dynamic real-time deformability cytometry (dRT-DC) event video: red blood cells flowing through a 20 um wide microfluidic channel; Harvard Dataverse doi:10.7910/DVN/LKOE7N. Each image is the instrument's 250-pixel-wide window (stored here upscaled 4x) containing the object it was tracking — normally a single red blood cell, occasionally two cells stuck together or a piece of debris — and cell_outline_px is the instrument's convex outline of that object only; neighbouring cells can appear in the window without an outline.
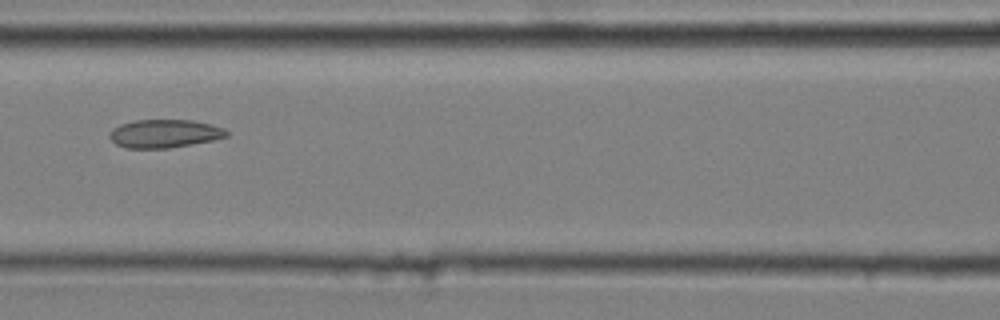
{"species": "common noctule bat (a hibernating species)", "species_latin": "Nyctalus noctula", "temperature_condition": "cold", "stored_images_in_passage": 8, "camera_frame_rate_fps": 3000, "um_per_image_px": 0.085, "animal": {"sex": "male", "body_mass_g": 20.4}, "frame": {"image": 1, "passage_image": 3, "time_ms": 0.667, "image_size_px": [1000, 320], "cell_outline_px": [[228, 136], [212, 140], [168, 148], [124, 148], [116, 144], [108, 136], [112, 128], [120, 124], [136, 120], [192, 120], [224, 128], [228, 132]], "centroid_in_image_um": [13.94, 11.35], "position_along_channel_um": 152.7, "area_um2": 19.13}}
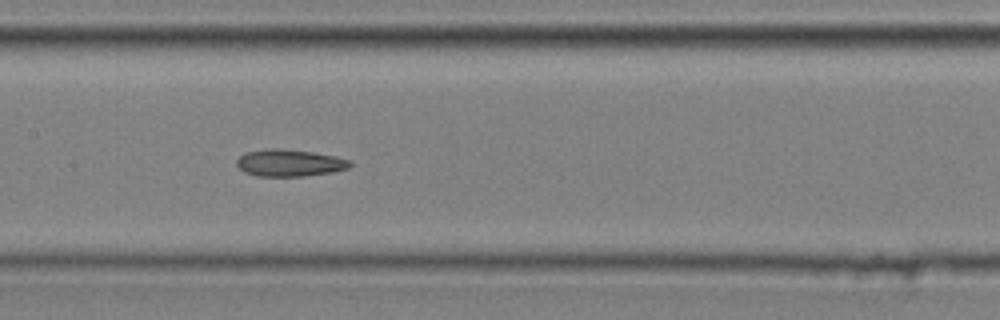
{"frame": {"image": 2, "passage_image": 6, "time_ms": 1.667, "image_size_px": [1000, 320], "cell_outline_px": [[352, 164], [348, 168], [332, 172], [304, 176], [256, 176], [244, 172], [236, 164], [236, 160], [244, 152], [264, 148], [280, 148], [312, 152], [336, 156], [352, 160]], "centroid_in_image_um": [24.6, 13.83], "position_along_channel_um": 182.8, "area_um2": 18.03}}